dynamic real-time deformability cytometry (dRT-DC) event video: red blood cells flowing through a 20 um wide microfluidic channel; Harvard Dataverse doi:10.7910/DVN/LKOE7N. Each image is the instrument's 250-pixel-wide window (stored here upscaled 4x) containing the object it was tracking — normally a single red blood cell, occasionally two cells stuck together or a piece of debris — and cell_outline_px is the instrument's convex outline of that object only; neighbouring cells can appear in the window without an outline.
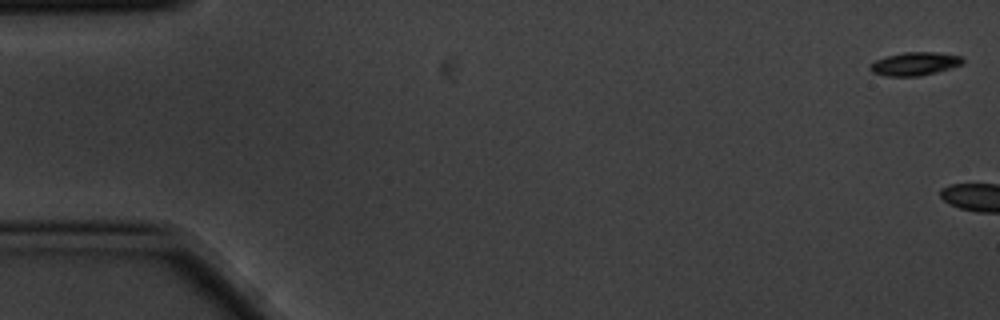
{"species": "common noctule bat (a hibernating species)", "species_latin": "Nyctalus noctula", "temperature_condition": "cold", "stored_images_in_passage": 5, "segment_of_instrument_passage": [2, 2], "camera_frame_rate_fps": 3000, "um_per_image_px": 0.085, "animal": {"sex": "male", "body_mass_g": 20.1, "forearm_length_mm": 53.5}, "frame": {"image": 1, "passage_image": 5, "time_ms": 1.333, "image_size_px": [1000, 320], "cell_outline_px": [[964, 64], [936, 72], [920, 76], [884, 76], [872, 72], [868, 68], [876, 60], [888, 56], [904, 52], [936, 52], [960, 56], [964, 60]], "centroid_in_image_um": [77.77, 5.43], "position_along_channel_um": 7.2, "area_um2": 12.48}}